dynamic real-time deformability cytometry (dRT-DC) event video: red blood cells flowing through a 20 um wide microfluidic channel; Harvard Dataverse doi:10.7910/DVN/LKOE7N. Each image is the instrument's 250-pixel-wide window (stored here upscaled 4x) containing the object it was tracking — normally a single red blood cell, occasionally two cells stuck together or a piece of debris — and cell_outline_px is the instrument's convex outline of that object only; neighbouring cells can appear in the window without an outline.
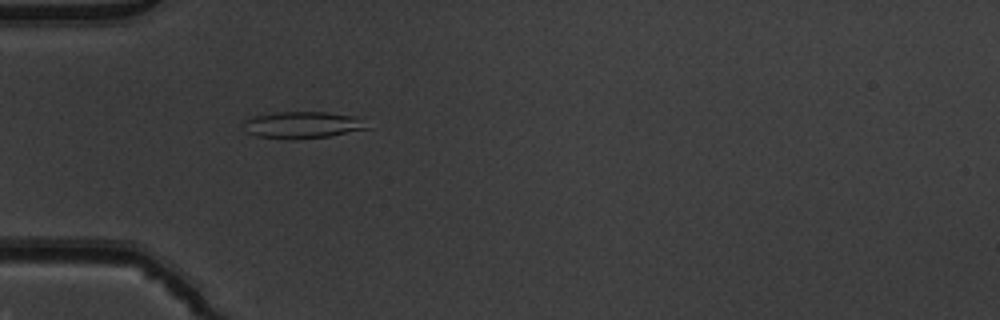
{"species": "common noctule bat (a hibernating species)", "species_latin": "Nyctalus noctula", "temperature_condition": "warm", "stored_images_in_passage": 51, "camera_frame_rate_fps": 3000, "um_per_image_px": 0.085, "animal": {"sex": "male", "body_mass_g": 19.5, "forearm_length_mm": 54.6}, "frame": {"image": 1, "passage_image": 16, "time_ms": 5.0, "image_size_px": [1000, 320], "cell_outline_px": [[372, 128], [328, 136], [292, 140], [288, 140], [256, 136], [248, 132], [244, 120], [252, 116], [276, 112], [324, 112], [364, 116]], "centroid_in_image_um": [25.84, 10.61], "position_along_channel_um": 59.2, "area_um2": 19.77}}
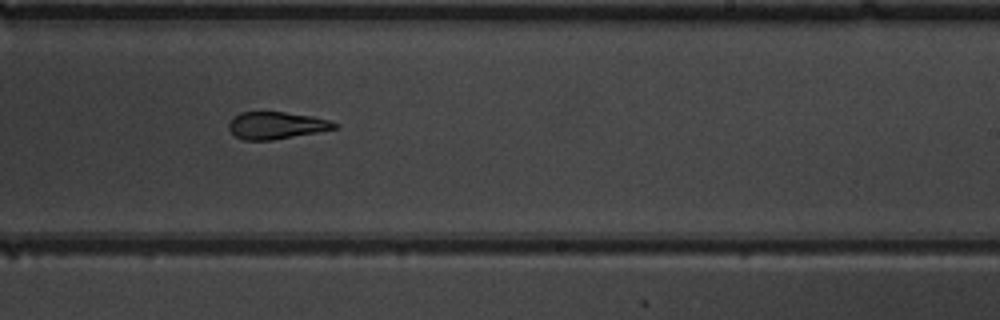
{"frame": {"image": 2, "passage_image": 32, "time_ms": 10.333, "image_size_px": [1000, 320], "cell_outline_px": [[340, 128], [272, 140], [244, 140], [236, 136], [228, 128], [228, 124], [240, 112], [284, 112], [312, 116], [328, 120], [340, 124]], "centroid_in_image_um": [23.54, 10.66], "position_along_channel_um": 265.5, "area_um2": 16.65}}
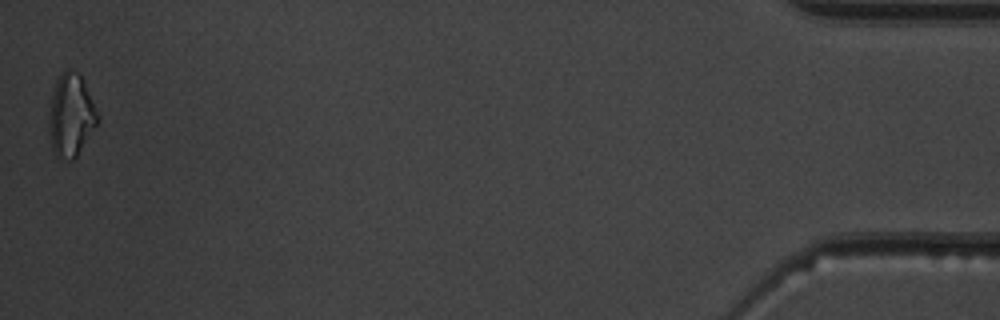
{"frame": {"image": 3, "passage_image": 51, "time_ms": 16.667, "image_size_px": [1000, 320], "cell_outline_px": [[100, 120], [76, 156], [72, 160], [68, 160], [56, 156], [52, 148], [48, 128], [48, 120], [52, 92], [56, 80], [68, 68], [80, 72], [84, 80], [100, 116]], "centroid_in_image_um": [6.04, 9.77], "position_along_channel_um": 429.2, "area_um2": 23.64}, "authors_computed_cell_mechanics": {"area_um2": 18.6116, "velocity_mm_per_s": 3.9651, "shape_relaxation_time_tau1_ms": null, "shape_relaxation_time_tau2_ms": 1.1166, "deformation_change_tau1": null, "deformation_change_tau2": 0.0731}}